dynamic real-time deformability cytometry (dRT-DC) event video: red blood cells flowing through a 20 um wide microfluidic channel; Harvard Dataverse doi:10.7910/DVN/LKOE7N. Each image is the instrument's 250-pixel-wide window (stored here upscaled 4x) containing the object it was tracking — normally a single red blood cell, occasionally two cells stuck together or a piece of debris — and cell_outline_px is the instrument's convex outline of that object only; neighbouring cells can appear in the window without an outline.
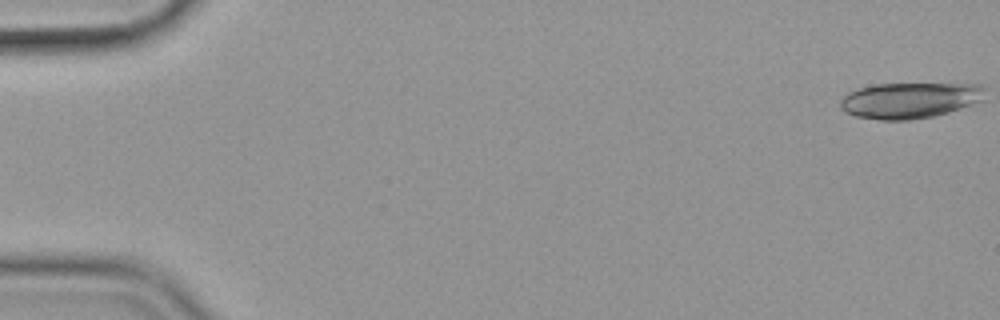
{"species": "common noctule bat (a hibernating species)", "species_latin": "Nyctalus noctula", "temperature_condition": "cold", "stored_images_in_passage": 18, "camera_frame_rate_fps": 3000, "um_per_image_px": 0.085, "animal": {"sex": "female", "body_mass_g": 19.9}, "frame": {"image": 1, "passage_image": 1, "time_ms": 0.0, "image_size_px": [1000, 320], "cell_outline_px": [[984, 88], [980, 100], [972, 104], [948, 112], [932, 116], [908, 120], [880, 120], [856, 116], [844, 112], [840, 108], [840, 100], [848, 92], [860, 88], [876, 84], [980, 84]], "centroid_in_image_um": [77.26, 8.53], "position_along_channel_um": 7.7, "area_um2": 29.88}}
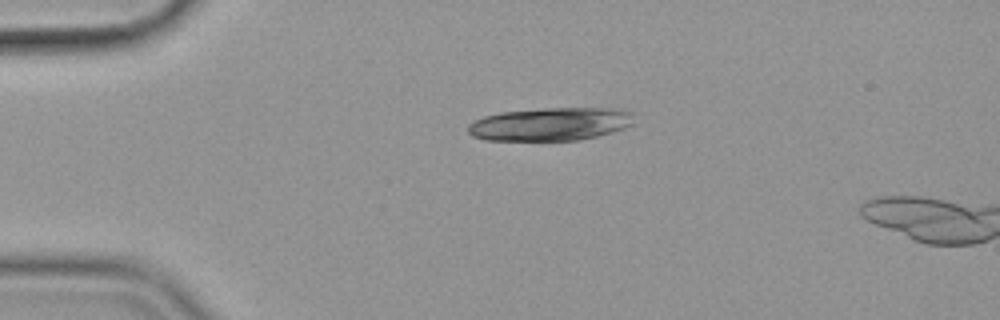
{"frame": {"image": 2, "passage_image": 13, "time_ms": 4.0, "image_size_px": [1000, 320], "cell_outline_px": [[632, 124], [624, 128], [612, 132], [580, 140], [484, 140], [472, 136], [468, 132], [468, 124], [484, 116], [500, 112], [544, 108], [612, 108], [632, 112]], "centroid_in_image_um": [46.76, 10.55], "position_along_channel_um": 38.2, "area_um2": 31.96}}